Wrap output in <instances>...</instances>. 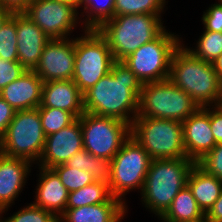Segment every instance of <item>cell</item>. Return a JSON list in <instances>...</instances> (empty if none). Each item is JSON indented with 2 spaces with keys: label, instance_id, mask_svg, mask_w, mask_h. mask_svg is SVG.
I'll return each instance as SVG.
<instances>
[{
  "label": "cell",
  "instance_id": "52a82bcc",
  "mask_svg": "<svg viewBox=\"0 0 222 222\" xmlns=\"http://www.w3.org/2000/svg\"><path fill=\"white\" fill-rule=\"evenodd\" d=\"M74 53L72 80L82 93L107 75L115 61L107 40L98 30H85L74 38Z\"/></svg>",
  "mask_w": 222,
  "mask_h": 222
},
{
  "label": "cell",
  "instance_id": "b9f144b4",
  "mask_svg": "<svg viewBox=\"0 0 222 222\" xmlns=\"http://www.w3.org/2000/svg\"><path fill=\"white\" fill-rule=\"evenodd\" d=\"M62 1L70 2V3L74 4L75 6H77L80 3V0H62Z\"/></svg>",
  "mask_w": 222,
  "mask_h": 222
},
{
  "label": "cell",
  "instance_id": "2e32d148",
  "mask_svg": "<svg viewBox=\"0 0 222 222\" xmlns=\"http://www.w3.org/2000/svg\"><path fill=\"white\" fill-rule=\"evenodd\" d=\"M33 163L24 158L0 153V215L3 216L19 197L29 178Z\"/></svg>",
  "mask_w": 222,
  "mask_h": 222
},
{
  "label": "cell",
  "instance_id": "9a60e30c",
  "mask_svg": "<svg viewBox=\"0 0 222 222\" xmlns=\"http://www.w3.org/2000/svg\"><path fill=\"white\" fill-rule=\"evenodd\" d=\"M186 157L197 163L217 144L210 126V106L201 107L182 122Z\"/></svg>",
  "mask_w": 222,
  "mask_h": 222
},
{
  "label": "cell",
  "instance_id": "60d3db41",
  "mask_svg": "<svg viewBox=\"0 0 222 222\" xmlns=\"http://www.w3.org/2000/svg\"><path fill=\"white\" fill-rule=\"evenodd\" d=\"M213 67L220 79V81L222 82V54L220 56H218L213 62Z\"/></svg>",
  "mask_w": 222,
  "mask_h": 222
},
{
  "label": "cell",
  "instance_id": "1f68e13d",
  "mask_svg": "<svg viewBox=\"0 0 222 222\" xmlns=\"http://www.w3.org/2000/svg\"><path fill=\"white\" fill-rule=\"evenodd\" d=\"M6 222H59V218L52 212L35 206L33 203L27 204L10 217H4Z\"/></svg>",
  "mask_w": 222,
  "mask_h": 222
},
{
  "label": "cell",
  "instance_id": "7a4b0ae2",
  "mask_svg": "<svg viewBox=\"0 0 222 222\" xmlns=\"http://www.w3.org/2000/svg\"><path fill=\"white\" fill-rule=\"evenodd\" d=\"M169 80L200 108L222 104V82L213 64L195 57L183 43L173 53Z\"/></svg>",
  "mask_w": 222,
  "mask_h": 222
},
{
  "label": "cell",
  "instance_id": "44dd1931",
  "mask_svg": "<svg viewBox=\"0 0 222 222\" xmlns=\"http://www.w3.org/2000/svg\"><path fill=\"white\" fill-rule=\"evenodd\" d=\"M127 209L125 202L112 196L107 202L66 209L59 222H122Z\"/></svg>",
  "mask_w": 222,
  "mask_h": 222
},
{
  "label": "cell",
  "instance_id": "4fadbf2b",
  "mask_svg": "<svg viewBox=\"0 0 222 222\" xmlns=\"http://www.w3.org/2000/svg\"><path fill=\"white\" fill-rule=\"evenodd\" d=\"M74 63V38L50 39L33 71L43 82L72 80Z\"/></svg>",
  "mask_w": 222,
  "mask_h": 222
},
{
  "label": "cell",
  "instance_id": "cb8c5ba5",
  "mask_svg": "<svg viewBox=\"0 0 222 222\" xmlns=\"http://www.w3.org/2000/svg\"><path fill=\"white\" fill-rule=\"evenodd\" d=\"M80 16L81 32L98 30L106 21L114 17L115 0H80L76 6ZM83 18V19H82Z\"/></svg>",
  "mask_w": 222,
  "mask_h": 222
},
{
  "label": "cell",
  "instance_id": "7c38bea8",
  "mask_svg": "<svg viewBox=\"0 0 222 222\" xmlns=\"http://www.w3.org/2000/svg\"><path fill=\"white\" fill-rule=\"evenodd\" d=\"M22 12L50 39L70 38L81 24L77 7L67 1L32 0Z\"/></svg>",
  "mask_w": 222,
  "mask_h": 222
},
{
  "label": "cell",
  "instance_id": "5bb4252c",
  "mask_svg": "<svg viewBox=\"0 0 222 222\" xmlns=\"http://www.w3.org/2000/svg\"><path fill=\"white\" fill-rule=\"evenodd\" d=\"M83 149L81 124L77 118L60 131L46 136L42 156L35 167L53 168L56 165L64 164Z\"/></svg>",
  "mask_w": 222,
  "mask_h": 222
},
{
  "label": "cell",
  "instance_id": "836d02e7",
  "mask_svg": "<svg viewBox=\"0 0 222 222\" xmlns=\"http://www.w3.org/2000/svg\"><path fill=\"white\" fill-rule=\"evenodd\" d=\"M26 69L19 61L0 58V92L5 86L18 79Z\"/></svg>",
  "mask_w": 222,
  "mask_h": 222
},
{
  "label": "cell",
  "instance_id": "8fae6325",
  "mask_svg": "<svg viewBox=\"0 0 222 222\" xmlns=\"http://www.w3.org/2000/svg\"><path fill=\"white\" fill-rule=\"evenodd\" d=\"M84 149L112 160L131 136V126L119 119L84 112L79 118Z\"/></svg>",
  "mask_w": 222,
  "mask_h": 222
},
{
  "label": "cell",
  "instance_id": "d4e9b609",
  "mask_svg": "<svg viewBox=\"0 0 222 222\" xmlns=\"http://www.w3.org/2000/svg\"><path fill=\"white\" fill-rule=\"evenodd\" d=\"M67 166L91 173L94 181L109 185L111 160L96 157L83 149L74 154L66 163Z\"/></svg>",
  "mask_w": 222,
  "mask_h": 222
},
{
  "label": "cell",
  "instance_id": "484cf974",
  "mask_svg": "<svg viewBox=\"0 0 222 222\" xmlns=\"http://www.w3.org/2000/svg\"><path fill=\"white\" fill-rule=\"evenodd\" d=\"M111 197L106 183L94 181L92 184L70 192L66 209L107 202Z\"/></svg>",
  "mask_w": 222,
  "mask_h": 222
},
{
  "label": "cell",
  "instance_id": "8d00e7d4",
  "mask_svg": "<svg viewBox=\"0 0 222 222\" xmlns=\"http://www.w3.org/2000/svg\"><path fill=\"white\" fill-rule=\"evenodd\" d=\"M15 110L0 96V138L12 121Z\"/></svg>",
  "mask_w": 222,
  "mask_h": 222
},
{
  "label": "cell",
  "instance_id": "e575fe53",
  "mask_svg": "<svg viewBox=\"0 0 222 222\" xmlns=\"http://www.w3.org/2000/svg\"><path fill=\"white\" fill-rule=\"evenodd\" d=\"M217 2L211 4L203 12L201 20L204 30L222 32V1L218 0Z\"/></svg>",
  "mask_w": 222,
  "mask_h": 222
},
{
  "label": "cell",
  "instance_id": "e0dca14e",
  "mask_svg": "<svg viewBox=\"0 0 222 222\" xmlns=\"http://www.w3.org/2000/svg\"><path fill=\"white\" fill-rule=\"evenodd\" d=\"M18 61L26 70H34L50 38L23 12H16Z\"/></svg>",
  "mask_w": 222,
  "mask_h": 222
},
{
  "label": "cell",
  "instance_id": "6da1fadb",
  "mask_svg": "<svg viewBox=\"0 0 222 222\" xmlns=\"http://www.w3.org/2000/svg\"><path fill=\"white\" fill-rule=\"evenodd\" d=\"M142 82L123 61H114L110 72L83 93L84 112L128 123L136 118Z\"/></svg>",
  "mask_w": 222,
  "mask_h": 222
},
{
  "label": "cell",
  "instance_id": "74e56055",
  "mask_svg": "<svg viewBox=\"0 0 222 222\" xmlns=\"http://www.w3.org/2000/svg\"><path fill=\"white\" fill-rule=\"evenodd\" d=\"M205 217L208 222H222V192L214 205L207 211Z\"/></svg>",
  "mask_w": 222,
  "mask_h": 222
},
{
  "label": "cell",
  "instance_id": "d6a6232c",
  "mask_svg": "<svg viewBox=\"0 0 222 222\" xmlns=\"http://www.w3.org/2000/svg\"><path fill=\"white\" fill-rule=\"evenodd\" d=\"M196 164L208 174L222 181V143H218Z\"/></svg>",
  "mask_w": 222,
  "mask_h": 222
},
{
  "label": "cell",
  "instance_id": "f1b7e54d",
  "mask_svg": "<svg viewBox=\"0 0 222 222\" xmlns=\"http://www.w3.org/2000/svg\"><path fill=\"white\" fill-rule=\"evenodd\" d=\"M37 109L45 136L60 131L77 119L74 114L62 109L51 107H38Z\"/></svg>",
  "mask_w": 222,
  "mask_h": 222
},
{
  "label": "cell",
  "instance_id": "ab89813d",
  "mask_svg": "<svg viewBox=\"0 0 222 222\" xmlns=\"http://www.w3.org/2000/svg\"><path fill=\"white\" fill-rule=\"evenodd\" d=\"M13 11L6 7L0 6V28L6 20L12 15Z\"/></svg>",
  "mask_w": 222,
  "mask_h": 222
},
{
  "label": "cell",
  "instance_id": "ee69618b",
  "mask_svg": "<svg viewBox=\"0 0 222 222\" xmlns=\"http://www.w3.org/2000/svg\"><path fill=\"white\" fill-rule=\"evenodd\" d=\"M3 217L0 215V222H6L5 220H4V218L2 219Z\"/></svg>",
  "mask_w": 222,
  "mask_h": 222
},
{
  "label": "cell",
  "instance_id": "5b68a950",
  "mask_svg": "<svg viewBox=\"0 0 222 222\" xmlns=\"http://www.w3.org/2000/svg\"><path fill=\"white\" fill-rule=\"evenodd\" d=\"M131 137L152 159L186 157L181 121L136 117L131 125Z\"/></svg>",
  "mask_w": 222,
  "mask_h": 222
},
{
  "label": "cell",
  "instance_id": "30bf717a",
  "mask_svg": "<svg viewBox=\"0 0 222 222\" xmlns=\"http://www.w3.org/2000/svg\"><path fill=\"white\" fill-rule=\"evenodd\" d=\"M152 158L131 136L111 160L109 190L123 202L128 192H142Z\"/></svg>",
  "mask_w": 222,
  "mask_h": 222
},
{
  "label": "cell",
  "instance_id": "3957f363",
  "mask_svg": "<svg viewBox=\"0 0 222 222\" xmlns=\"http://www.w3.org/2000/svg\"><path fill=\"white\" fill-rule=\"evenodd\" d=\"M195 164L187 157L152 159L140 193L146 210L160 218L178 192L187 185L189 173Z\"/></svg>",
  "mask_w": 222,
  "mask_h": 222
},
{
  "label": "cell",
  "instance_id": "7402d4cb",
  "mask_svg": "<svg viewBox=\"0 0 222 222\" xmlns=\"http://www.w3.org/2000/svg\"><path fill=\"white\" fill-rule=\"evenodd\" d=\"M187 185L205 214L214 205L222 192V181L205 172L197 164L192 167L189 173Z\"/></svg>",
  "mask_w": 222,
  "mask_h": 222
},
{
  "label": "cell",
  "instance_id": "4dcf8cb0",
  "mask_svg": "<svg viewBox=\"0 0 222 222\" xmlns=\"http://www.w3.org/2000/svg\"><path fill=\"white\" fill-rule=\"evenodd\" d=\"M52 169L60 177L61 182L69 193L94 182L91 173L69 167L65 163L56 165Z\"/></svg>",
  "mask_w": 222,
  "mask_h": 222
},
{
  "label": "cell",
  "instance_id": "d590c367",
  "mask_svg": "<svg viewBox=\"0 0 222 222\" xmlns=\"http://www.w3.org/2000/svg\"><path fill=\"white\" fill-rule=\"evenodd\" d=\"M210 126L216 144L222 143V104L210 106Z\"/></svg>",
  "mask_w": 222,
  "mask_h": 222
},
{
  "label": "cell",
  "instance_id": "f546056e",
  "mask_svg": "<svg viewBox=\"0 0 222 222\" xmlns=\"http://www.w3.org/2000/svg\"><path fill=\"white\" fill-rule=\"evenodd\" d=\"M0 58L18 61L16 12H13L0 28Z\"/></svg>",
  "mask_w": 222,
  "mask_h": 222
},
{
  "label": "cell",
  "instance_id": "603a6c76",
  "mask_svg": "<svg viewBox=\"0 0 222 222\" xmlns=\"http://www.w3.org/2000/svg\"><path fill=\"white\" fill-rule=\"evenodd\" d=\"M205 217L188 185L182 188L173 199L166 212L159 218L161 222H189Z\"/></svg>",
  "mask_w": 222,
  "mask_h": 222
},
{
  "label": "cell",
  "instance_id": "f35d334b",
  "mask_svg": "<svg viewBox=\"0 0 222 222\" xmlns=\"http://www.w3.org/2000/svg\"><path fill=\"white\" fill-rule=\"evenodd\" d=\"M32 0H0V6L11 9L13 12H22Z\"/></svg>",
  "mask_w": 222,
  "mask_h": 222
},
{
  "label": "cell",
  "instance_id": "d6986e66",
  "mask_svg": "<svg viewBox=\"0 0 222 222\" xmlns=\"http://www.w3.org/2000/svg\"><path fill=\"white\" fill-rule=\"evenodd\" d=\"M38 169L33 204L54 213L59 218L66 210L69 192L52 168L38 166Z\"/></svg>",
  "mask_w": 222,
  "mask_h": 222
},
{
  "label": "cell",
  "instance_id": "8992f818",
  "mask_svg": "<svg viewBox=\"0 0 222 222\" xmlns=\"http://www.w3.org/2000/svg\"><path fill=\"white\" fill-rule=\"evenodd\" d=\"M200 107L169 79L142 85L136 117H152L183 122Z\"/></svg>",
  "mask_w": 222,
  "mask_h": 222
},
{
  "label": "cell",
  "instance_id": "7bdbcfd3",
  "mask_svg": "<svg viewBox=\"0 0 222 222\" xmlns=\"http://www.w3.org/2000/svg\"><path fill=\"white\" fill-rule=\"evenodd\" d=\"M189 222H208L206 217L202 218V219H199V220H196V221H189Z\"/></svg>",
  "mask_w": 222,
  "mask_h": 222
},
{
  "label": "cell",
  "instance_id": "4316f807",
  "mask_svg": "<svg viewBox=\"0 0 222 222\" xmlns=\"http://www.w3.org/2000/svg\"><path fill=\"white\" fill-rule=\"evenodd\" d=\"M166 0H115L114 16L151 14L162 15Z\"/></svg>",
  "mask_w": 222,
  "mask_h": 222
},
{
  "label": "cell",
  "instance_id": "ac0fdd59",
  "mask_svg": "<svg viewBox=\"0 0 222 222\" xmlns=\"http://www.w3.org/2000/svg\"><path fill=\"white\" fill-rule=\"evenodd\" d=\"M43 80L33 71L22 75L3 88L0 96L15 110L37 109L42 102Z\"/></svg>",
  "mask_w": 222,
  "mask_h": 222
},
{
  "label": "cell",
  "instance_id": "ba28073f",
  "mask_svg": "<svg viewBox=\"0 0 222 222\" xmlns=\"http://www.w3.org/2000/svg\"><path fill=\"white\" fill-rule=\"evenodd\" d=\"M168 31L165 29L123 60L142 84L169 79L173 53L183 40L178 34Z\"/></svg>",
  "mask_w": 222,
  "mask_h": 222
},
{
  "label": "cell",
  "instance_id": "83f0119b",
  "mask_svg": "<svg viewBox=\"0 0 222 222\" xmlns=\"http://www.w3.org/2000/svg\"><path fill=\"white\" fill-rule=\"evenodd\" d=\"M201 34L202 35L199 36L194 48L188 46L185 47L195 57L212 63L222 54V32L203 30V33Z\"/></svg>",
  "mask_w": 222,
  "mask_h": 222
},
{
  "label": "cell",
  "instance_id": "277c9868",
  "mask_svg": "<svg viewBox=\"0 0 222 222\" xmlns=\"http://www.w3.org/2000/svg\"><path fill=\"white\" fill-rule=\"evenodd\" d=\"M161 19V15L151 14L114 16L98 32L107 40L114 60L123 61L165 30Z\"/></svg>",
  "mask_w": 222,
  "mask_h": 222
},
{
  "label": "cell",
  "instance_id": "ffe728a7",
  "mask_svg": "<svg viewBox=\"0 0 222 222\" xmlns=\"http://www.w3.org/2000/svg\"><path fill=\"white\" fill-rule=\"evenodd\" d=\"M39 107L62 109L79 118L84 113L83 93L73 80L46 81Z\"/></svg>",
  "mask_w": 222,
  "mask_h": 222
},
{
  "label": "cell",
  "instance_id": "9c48e42d",
  "mask_svg": "<svg viewBox=\"0 0 222 222\" xmlns=\"http://www.w3.org/2000/svg\"><path fill=\"white\" fill-rule=\"evenodd\" d=\"M45 140L39 110L16 111L0 138V153L37 164L42 156Z\"/></svg>",
  "mask_w": 222,
  "mask_h": 222
}]
</instances>
